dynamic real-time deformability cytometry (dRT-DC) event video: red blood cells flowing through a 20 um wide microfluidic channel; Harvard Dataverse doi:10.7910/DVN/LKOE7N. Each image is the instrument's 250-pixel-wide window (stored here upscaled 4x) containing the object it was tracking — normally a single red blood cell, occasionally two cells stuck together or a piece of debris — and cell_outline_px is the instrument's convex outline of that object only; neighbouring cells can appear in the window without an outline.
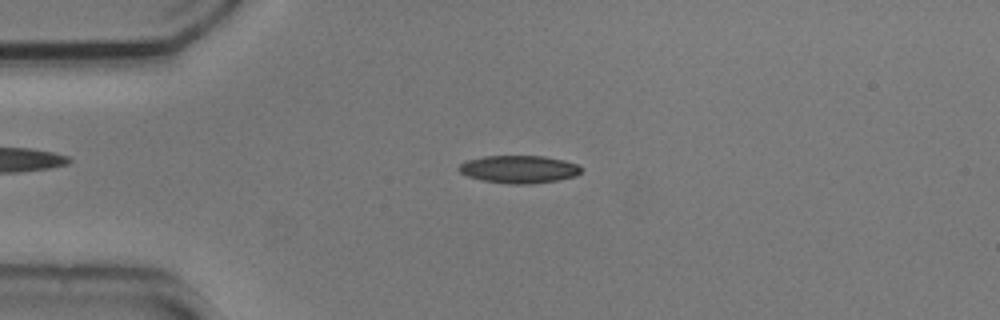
{"species": "common noctule bat (a hibernating species)", "species_latin": "Nyctalus noctula", "temperature_condition": "cold", "stored_images_in_passage": 29, "camera_frame_rate_fps": 3000, "um_per_image_px": 0.085, "animal": {"sex": "male", "body_mass_g": 20.5, "forearm_length_mm": 52.5}, "frame": {"image": 1, "passage_image": 5, "time_ms": 1.333, "image_size_px": [1000, 320], "cell_outline_px": [[580, 172], [576, 176], [556, 180], [528, 184], [516, 184], [484, 180], [468, 176], [460, 172], [456, 168], [464, 160], [484, 156], [544, 156], [564, 160], [576, 164], [580, 168]], "centroid_in_image_um": [44.07, 14.37], "position_along_channel_um": 40.9, "area_um2": 19.54}}
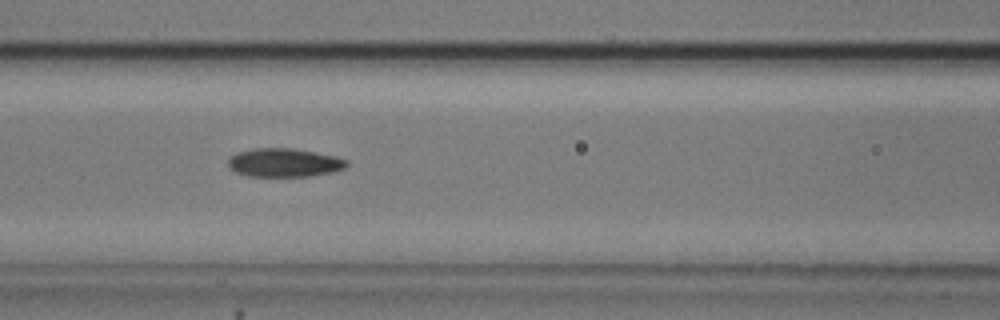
{"frame": {"image": 2, "passage_image": 15, "time_ms": 4.667, "image_size_px": [1000, 320], "cell_outline_px": [[348, 164], [344, 168], [332, 172], [308, 176], [248, 176], [236, 172], [228, 168], [228, 160], [236, 152], [252, 148], [292, 148], [336, 156], [348, 160]], "centroid_in_image_um": [24.13, 13.82], "position_along_channel_um": 142.5, "area_um2": 19.77}}
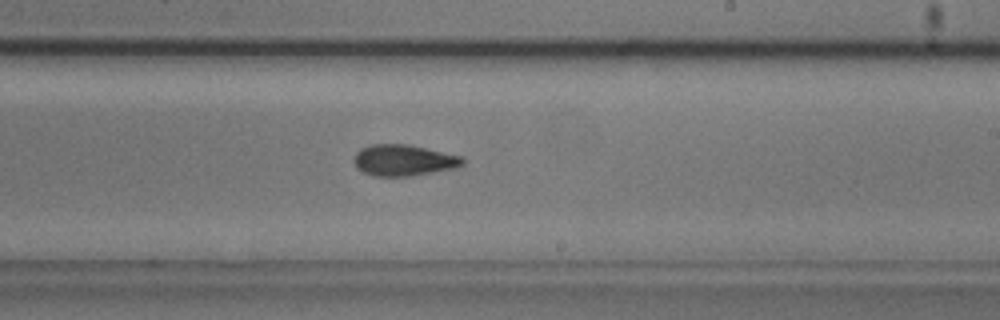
{"frame": {"image": 3, "passage_image": 24, "time_ms": 7.667, "image_size_px": [1000, 320], "cell_outline_px": [[464, 164], [456, 168], [412, 176], [376, 176], [364, 172], [356, 168], [356, 152], [360, 148], [368, 144], [408, 144], [464, 156]], "centroid_in_image_um": [34.36, 13.61], "position_along_channel_um": 254.6, "area_um2": 19.88}}